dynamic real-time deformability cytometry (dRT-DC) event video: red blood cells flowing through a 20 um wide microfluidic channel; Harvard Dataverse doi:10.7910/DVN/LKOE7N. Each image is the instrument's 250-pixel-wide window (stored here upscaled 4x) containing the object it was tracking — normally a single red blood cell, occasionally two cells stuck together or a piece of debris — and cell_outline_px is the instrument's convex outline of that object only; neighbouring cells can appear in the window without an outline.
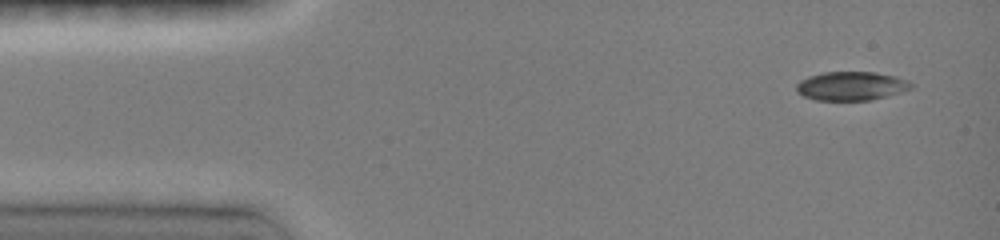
{"species": "common noctule bat (a hibernating species)", "species_latin": "Nyctalus noctula", "temperature_condition": "room temperature", "stored_images_in_passage": 24, "camera_frame_rate_fps": 3000, "um_per_image_px": 0.085, "animal": {"sex": "female", "body_mass_g": 19.0, "forearm_length_mm": 51.5}, "frame": {"image": 1, "passage_image": 1, "time_ms": 0.0, "image_size_px": [1000, 240], "cell_outline_px": [[912, 88], [900, 92], [872, 100], [816, 100], [804, 96], [796, 92], [796, 84], [800, 80], [808, 76], [824, 72], [876, 72], [896, 76], [908, 80], [912, 84]], "centroid_in_image_um": [72.34, 7.3], "position_along_channel_um": 12.7, "area_um2": 19.31}}
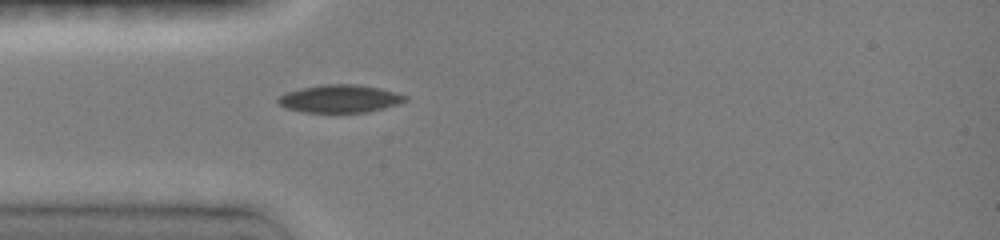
{"frame": {"image": 2, "passage_image": 7, "time_ms": 3.333, "image_size_px": [1000, 240], "cell_outline_px": [[408, 100], [396, 104], [364, 112], [304, 112], [284, 108], [276, 100], [280, 96], [288, 92], [300, 88], [324, 84], [356, 84], [380, 88], [396, 92], [408, 96]], "centroid_in_image_um": [28.87, 8.38], "position_along_channel_um": 56.1, "area_um2": 20.4}}
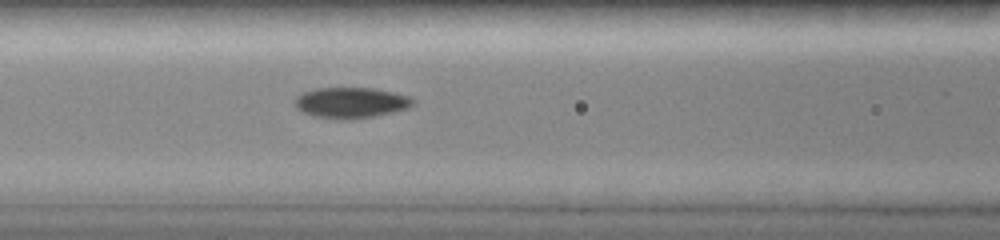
{"frame": {"image": 3, "passage_image": 13, "time_ms": 5.333, "image_size_px": [1000, 240], "cell_outline_px": [[416, 100], [408, 108], [376, 116], [352, 120], [348, 120], [316, 116], [304, 112], [296, 108], [296, 96], [304, 92], [316, 88], [372, 88], [392, 92], [408, 96]], "centroid_in_image_um": [29.85, 8.73], "position_along_channel_um": 136.8, "area_um2": 20.98}}